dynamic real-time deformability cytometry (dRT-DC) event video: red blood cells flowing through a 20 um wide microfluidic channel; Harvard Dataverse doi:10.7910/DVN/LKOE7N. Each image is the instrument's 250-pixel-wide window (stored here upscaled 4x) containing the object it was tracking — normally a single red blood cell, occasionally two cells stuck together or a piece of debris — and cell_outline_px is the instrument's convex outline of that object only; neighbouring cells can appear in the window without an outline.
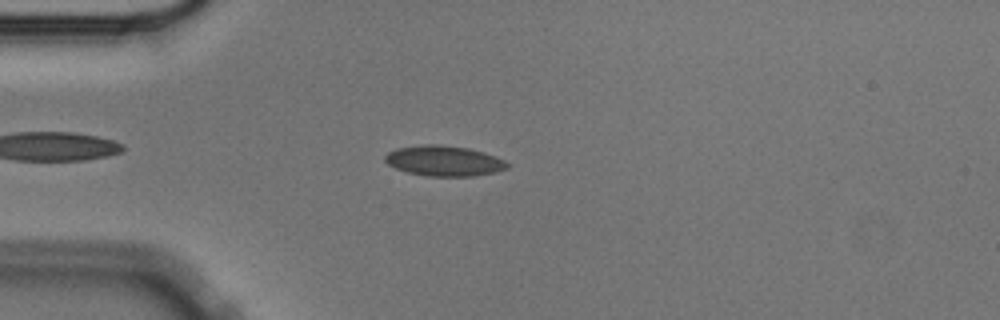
{"species": "Egyptian fruit bat (a non-hibernating species)", "species_latin": "Rousettus aegyptiacus", "temperature_condition": "cold", "stored_images_in_passage": 49, "camera_frame_rate_fps": 3000, "um_per_image_px": 0.085, "animal": {"sex": "male"}, "frame": {"image": 1, "passage_image": 7, "time_ms": 2.0, "image_size_px": [1000, 320], "cell_outline_px": [[508, 168], [492, 172], [472, 176], [428, 176], [408, 172], [396, 168], [388, 164], [384, 160], [384, 156], [388, 152], [396, 148], [424, 144], [436, 144], [468, 148], [484, 152], [496, 156], [504, 160], [508, 164]], "centroid_in_image_um": [37.72, 13.66], "position_along_channel_um": 47.3, "area_um2": 21.5}}
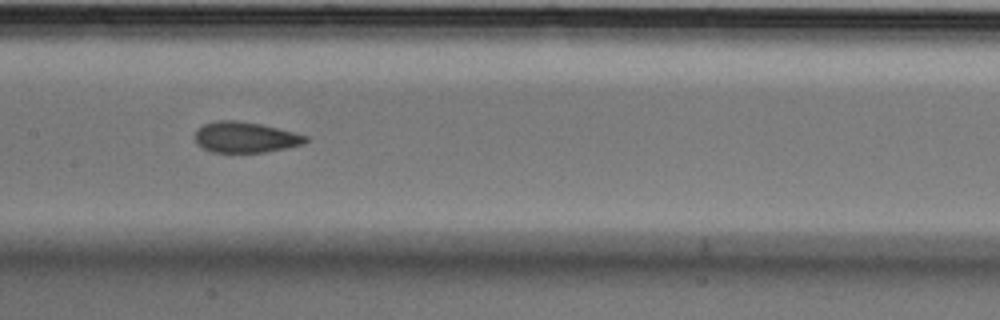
{"frame": {"image": 2, "passage_image": 20, "time_ms": 6.333, "image_size_px": [1000, 320], "cell_outline_px": [[308, 140], [304, 144], [264, 152], [212, 152], [196, 144], [196, 132], [204, 124], [216, 120], [240, 120], [260, 124], [308, 136]], "centroid_in_image_um": [20.84, 11.66], "position_along_channel_um": 186.6, "area_um2": 19.59}}
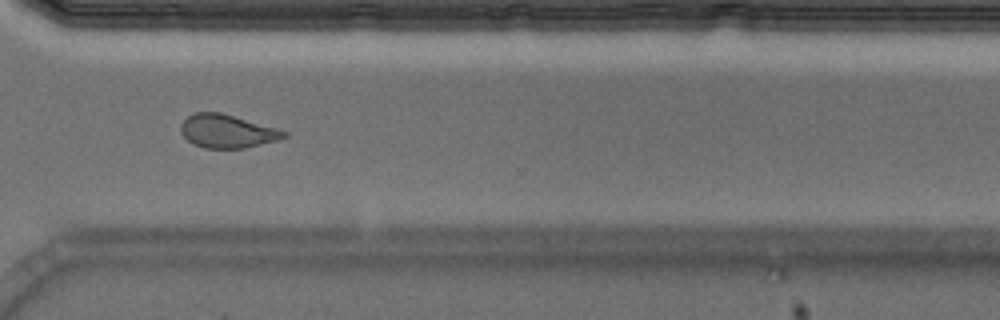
{"frame": {"image": 3, "passage_image": 34, "time_ms": 11.0, "image_size_px": [1000, 320], "cell_outline_px": [[288, 136], [276, 140], [244, 148], [204, 148], [192, 144], [180, 132], [180, 124], [188, 116], [196, 112], [220, 112], [276, 128], [288, 132]], "centroid_in_image_um": [19.27, 11.15], "position_along_channel_um": 351.3, "area_um2": 19.88}, "authors_computed_cell_mechanics": {"area_um2": 20.4034, "velocity_mm_per_s": 3.5371, "shape_relaxation_time_tau1_ms": 6.4615, "shape_relaxation_time_tau2_ms": 1.3433, "deformation_change_tau1": 0.1132, "deformation_change_tau2": 0.0519}}